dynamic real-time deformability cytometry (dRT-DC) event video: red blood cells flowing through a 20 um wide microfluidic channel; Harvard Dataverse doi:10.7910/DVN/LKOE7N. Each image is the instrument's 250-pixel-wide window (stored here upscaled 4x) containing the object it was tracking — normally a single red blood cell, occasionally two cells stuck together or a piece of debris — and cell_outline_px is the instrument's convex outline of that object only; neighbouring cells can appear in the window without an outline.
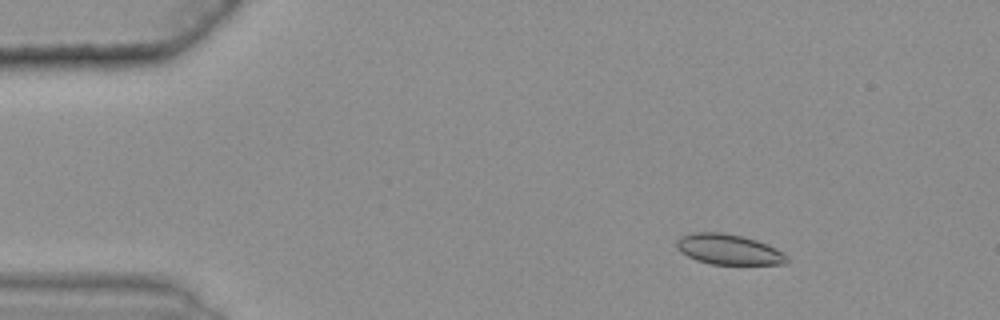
{"species": "common noctule bat (a hibernating species)", "species_latin": "Nyctalus noctula", "temperature_condition": "warm", "stored_images_in_passage": 40, "camera_frame_rate_fps": 3000, "um_per_image_px": 0.085, "animal": {"sex": "female", "body_mass_g": 25.1}, "frame": {"image": 1, "passage_image": 1, "time_ms": 0.0, "image_size_px": [1000, 320], "cell_outline_px": [[788, 260], [784, 264], [712, 264], [696, 260], [680, 252], [676, 248], [676, 240], [680, 236], [692, 232], [720, 232], [740, 236], [756, 240], [768, 244], [784, 252], [788, 256]], "centroid_in_image_um": [61.92, 21.19], "position_along_channel_um": 23.1, "area_um2": 19.59}}
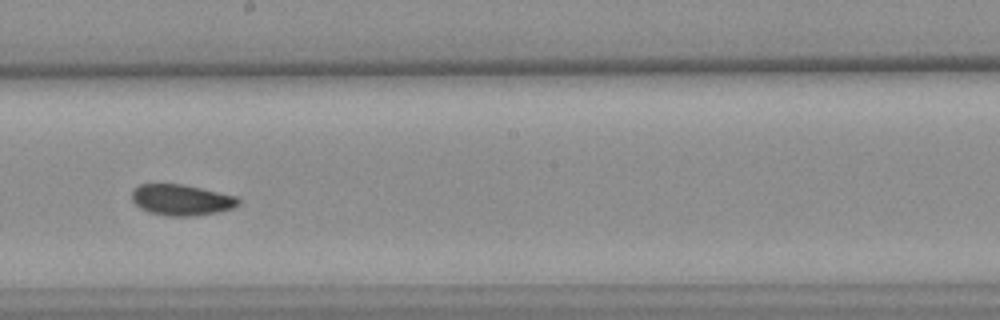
{"frame": {"image": 2, "passage_image": 25, "time_ms": 8.0, "image_size_px": [1000, 320], "cell_outline_px": [[240, 204], [232, 208], [216, 212], [196, 216], [168, 216], [148, 212], [140, 208], [132, 200], [132, 192], [140, 184], [184, 184], [236, 196], [240, 200]], "centroid_in_image_um": [15.43, 16.99], "position_along_channel_um": 232.8, "area_um2": 19.19}}
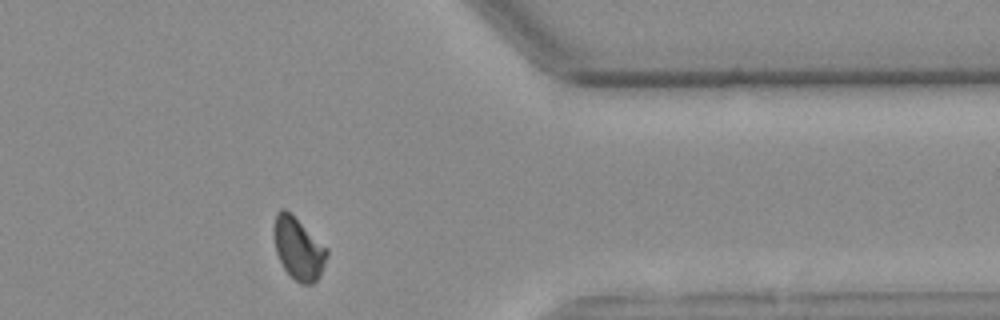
{"frame": {"image": 3, "passage_image": 39, "time_ms": 12.667, "image_size_px": [1000, 320], "cell_outline_px": [[328, 252], [320, 276], [312, 284], [300, 284], [284, 268], [276, 252], [276, 212], [280, 208], [284, 208], [328, 248]], "centroid_in_image_um": [25.4, 21.16], "position_along_channel_um": 386.0, "area_um2": 18.44}, "authors_computed_cell_mechanics": {"area_um2": 19.5364, "velocity_mm_per_s": 3.6031, "shape_relaxation_time_tau1_ms": 10.6603, "shape_relaxation_time_tau2_ms": 3.0413, "deformation_change_tau1": 0.1533, "deformation_change_tau2": 0.0523}}